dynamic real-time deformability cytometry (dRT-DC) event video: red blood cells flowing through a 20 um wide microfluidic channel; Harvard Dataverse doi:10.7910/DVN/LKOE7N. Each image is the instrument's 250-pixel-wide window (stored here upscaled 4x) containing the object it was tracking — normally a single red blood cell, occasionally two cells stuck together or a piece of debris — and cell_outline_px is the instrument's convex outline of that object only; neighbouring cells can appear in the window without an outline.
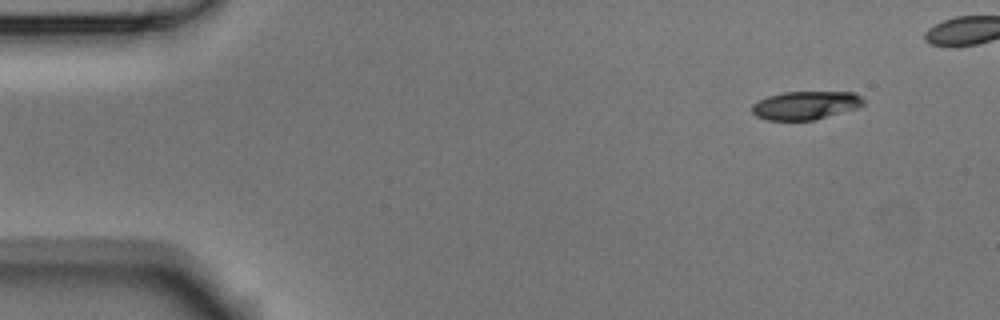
{"species": "Egyptian fruit bat (a non-hibernating species)", "species_latin": "Rousettus aegyptiacus", "temperature_condition": "room temperature", "stored_images_in_passage": 5, "camera_frame_rate_fps": 3000, "um_per_image_px": 0.085, "animal": {"sex": "male"}, "frame": {"image": 1, "passage_image": 1, "time_ms": 0.0, "image_size_px": [1000, 320], "cell_outline_px": [[864, 104], [856, 108], [812, 120], [768, 120], [756, 116], [752, 112], [752, 104], [768, 96], [784, 92], [852, 92], [860, 96], [864, 100]], "centroid_in_image_um": [68.45, 8.95], "position_along_channel_um": 16.6, "area_um2": 18.15}}